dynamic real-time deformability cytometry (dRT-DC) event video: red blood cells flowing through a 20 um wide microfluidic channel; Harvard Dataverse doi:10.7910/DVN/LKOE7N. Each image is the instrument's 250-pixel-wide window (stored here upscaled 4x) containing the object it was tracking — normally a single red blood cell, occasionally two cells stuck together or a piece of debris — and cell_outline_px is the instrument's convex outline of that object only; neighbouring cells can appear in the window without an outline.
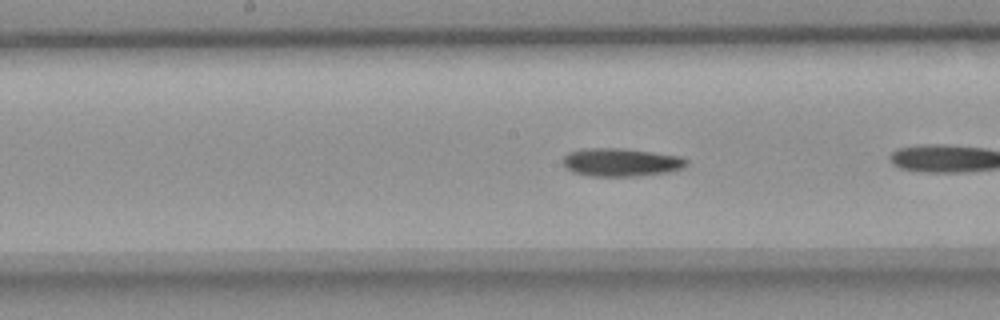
{"species": "common noctule bat (a hibernating species)", "species_latin": "Nyctalus noctula", "temperature_condition": "room temperature", "stored_images_in_passage": 7, "camera_frame_rate_fps": 3000, "um_per_image_px": 0.085, "animal": {"sex": "female", "body_mass_g": 18.4}, "frame": {"image": 1, "passage_image": 6, "time_ms": 1.667, "image_size_px": [1000, 320], "cell_outline_px": [[688, 164], [684, 168], [668, 172], [636, 176], [588, 176], [572, 172], [560, 160], [568, 152], [584, 148], [624, 148], [680, 156], [688, 160]], "centroid_in_image_um": [52.78, 13.79], "position_along_channel_um": 195.4, "area_um2": 20.46}}